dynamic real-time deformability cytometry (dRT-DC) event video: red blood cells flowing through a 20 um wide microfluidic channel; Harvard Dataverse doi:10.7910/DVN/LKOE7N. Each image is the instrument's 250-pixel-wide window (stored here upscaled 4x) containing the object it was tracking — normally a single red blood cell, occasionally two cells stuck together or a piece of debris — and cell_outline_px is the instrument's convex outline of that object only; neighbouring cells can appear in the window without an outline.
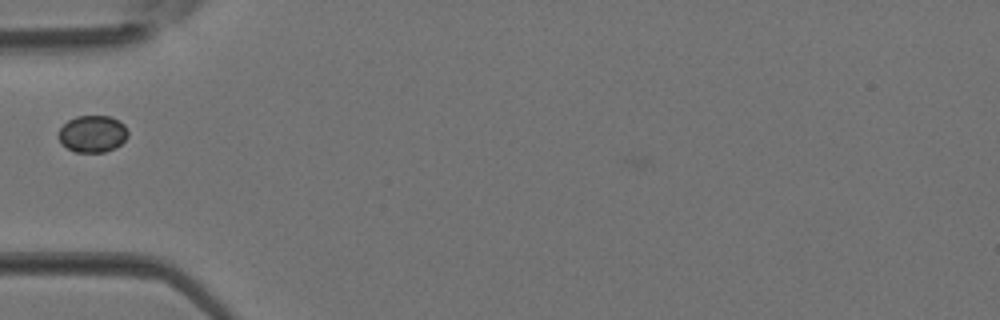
{"species": "Egyptian fruit bat (a non-hibernating species)", "species_latin": "Rousettus aegyptiacus", "temperature_condition": "room temperature", "stored_images_in_passage": 1, "camera_frame_rate_fps": 3000, "um_per_image_px": 0.085, "animal": {"sex": "female"}, "frame": {"image": 1, "passage_image": 1, "time_ms": 0.0, "image_size_px": [1000, 320], "cell_outline_px": [[128, 136], [116, 148], [104, 152], [76, 152], [60, 144], [60, 128], [68, 120], [76, 116], [108, 116], [124, 124], [128, 132]], "centroid_in_image_um": [7.87, 11.38], "position_along_channel_um": 77.1, "area_um2": 14.8}}